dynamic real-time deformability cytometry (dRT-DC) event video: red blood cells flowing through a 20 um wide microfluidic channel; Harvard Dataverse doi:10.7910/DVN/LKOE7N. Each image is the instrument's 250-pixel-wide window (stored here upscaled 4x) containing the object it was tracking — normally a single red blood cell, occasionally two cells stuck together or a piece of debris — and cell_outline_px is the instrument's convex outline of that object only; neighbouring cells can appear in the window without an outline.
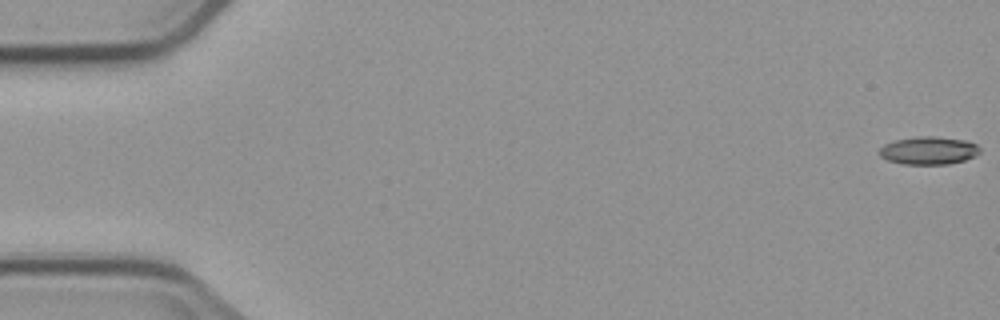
{"species": "common noctule bat (a hibernating species)", "species_latin": "Nyctalus noctula", "temperature_condition": "cold", "stored_images_in_passage": 6, "segment_of_instrument_passage": [1, 2], "camera_frame_rate_fps": 3000, "um_per_image_px": 0.085, "animal": {"sex": "male", "body_mass_g": 23.1, "forearm_length_mm": 52.7}, "frame": {"image": 1, "passage_image": 1, "time_ms": 0.0, "image_size_px": [1000, 320], "cell_outline_px": [[980, 152], [976, 156], [964, 160], [948, 164], [904, 164], [888, 160], [880, 156], [880, 148], [884, 144], [896, 140], [916, 136], [936, 136], [968, 140], [976, 144], [980, 148]], "centroid_in_image_um": [78.97, 12.78], "position_along_channel_um": 6.0, "area_um2": 16.42}}
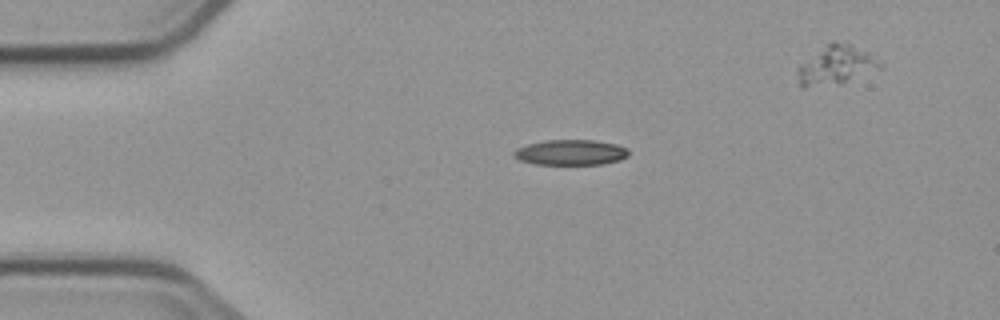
{"frame": {"image": 2, "passage_image": 4, "time_ms": 4.0, "image_size_px": [1000, 320], "cell_outline_px": [[628, 156], [620, 160], [604, 164], [536, 164], [520, 160], [512, 156], [512, 152], [516, 148], [528, 144], [544, 140], [592, 140], [616, 144], [628, 148]], "centroid_in_image_um": [48.5, 12.95], "position_along_channel_um": 36.5, "area_um2": 17.05}}